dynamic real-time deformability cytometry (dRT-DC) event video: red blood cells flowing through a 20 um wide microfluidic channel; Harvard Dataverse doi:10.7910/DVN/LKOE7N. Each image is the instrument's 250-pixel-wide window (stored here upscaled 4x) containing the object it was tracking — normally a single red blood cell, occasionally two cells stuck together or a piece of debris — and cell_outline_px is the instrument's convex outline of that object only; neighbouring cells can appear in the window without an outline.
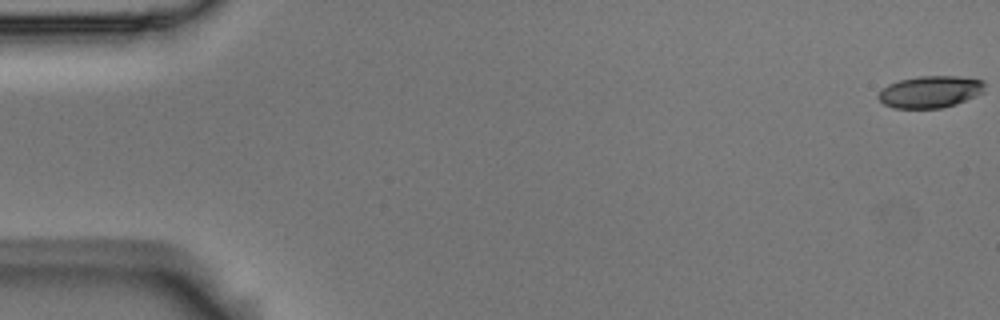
{"species": "Egyptian fruit bat (a non-hibernating species)", "species_latin": "Rousettus aegyptiacus", "temperature_condition": "room temperature", "stored_images_in_passage": 5, "camera_frame_rate_fps": 3000, "um_per_image_px": 0.085, "animal": {"sex": "male"}, "frame": {"image": 1, "passage_image": 1, "time_ms": 0.0, "image_size_px": [1000, 320], "cell_outline_px": [[984, 92], [956, 104], [940, 108], [892, 108], [884, 104], [876, 96], [888, 84], [900, 80], [920, 76], [960, 76], [984, 80]], "centroid_in_image_um": [79.08, 7.8], "position_along_channel_um": 5.9, "area_um2": 19.77}}